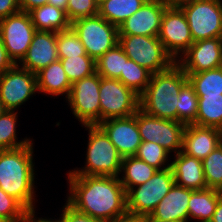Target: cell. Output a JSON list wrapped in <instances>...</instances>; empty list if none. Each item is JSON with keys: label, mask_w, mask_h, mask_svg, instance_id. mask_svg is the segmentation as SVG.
I'll return each mask as SVG.
<instances>
[{"label": "cell", "mask_w": 222, "mask_h": 222, "mask_svg": "<svg viewBox=\"0 0 222 222\" xmlns=\"http://www.w3.org/2000/svg\"><path fill=\"white\" fill-rule=\"evenodd\" d=\"M36 78L39 93L53 96L64 94L68 98L72 83L68 79L60 59L41 69L36 73Z\"/></svg>", "instance_id": "7402d4cb"}, {"label": "cell", "mask_w": 222, "mask_h": 222, "mask_svg": "<svg viewBox=\"0 0 222 222\" xmlns=\"http://www.w3.org/2000/svg\"><path fill=\"white\" fill-rule=\"evenodd\" d=\"M187 82L186 73L176 63L166 71L152 74L140 96V109L150 116L177 121L178 96Z\"/></svg>", "instance_id": "3957f363"}, {"label": "cell", "mask_w": 222, "mask_h": 222, "mask_svg": "<svg viewBox=\"0 0 222 222\" xmlns=\"http://www.w3.org/2000/svg\"><path fill=\"white\" fill-rule=\"evenodd\" d=\"M56 60H59L56 33L36 30L25 57L18 65L22 63V68L36 74Z\"/></svg>", "instance_id": "ac0fdd59"}, {"label": "cell", "mask_w": 222, "mask_h": 222, "mask_svg": "<svg viewBox=\"0 0 222 222\" xmlns=\"http://www.w3.org/2000/svg\"><path fill=\"white\" fill-rule=\"evenodd\" d=\"M14 65V62L8 56L0 37V74H3L5 71L11 69Z\"/></svg>", "instance_id": "60d3db41"}, {"label": "cell", "mask_w": 222, "mask_h": 222, "mask_svg": "<svg viewBox=\"0 0 222 222\" xmlns=\"http://www.w3.org/2000/svg\"><path fill=\"white\" fill-rule=\"evenodd\" d=\"M210 222H222V193L220 194V198Z\"/></svg>", "instance_id": "ee69618b"}, {"label": "cell", "mask_w": 222, "mask_h": 222, "mask_svg": "<svg viewBox=\"0 0 222 222\" xmlns=\"http://www.w3.org/2000/svg\"><path fill=\"white\" fill-rule=\"evenodd\" d=\"M71 28L95 61L119 43L118 27L99 14L75 20Z\"/></svg>", "instance_id": "8992f818"}, {"label": "cell", "mask_w": 222, "mask_h": 222, "mask_svg": "<svg viewBox=\"0 0 222 222\" xmlns=\"http://www.w3.org/2000/svg\"><path fill=\"white\" fill-rule=\"evenodd\" d=\"M89 131L86 165L68 175H99L119 177L122 157L99 125H84Z\"/></svg>", "instance_id": "277c9868"}, {"label": "cell", "mask_w": 222, "mask_h": 222, "mask_svg": "<svg viewBox=\"0 0 222 222\" xmlns=\"http://www.w3.org/2000/svg\"><path fill=\"white\" fill-rule=\"evenodd\" d=\"M190 196V189L174 184L149 216L164 221L188 222Z\"/></svg>", "instance_id": "ffe728a7"}, {"label": "cell", "mask_w": 222, "mask_h": 222, "mask_svg": "<svg viewBox=\"0 0 222 222\" xmlns=\"http://www.w3.org/2000/svg\"><path fill=\"white\" fill-rule=\"evenodd\" d=\"M169 154L170 153L159 144L142 141L135 156L158 170H164L171 167V164H165L168 161Z\"/></svg>", "instance_id": "d590c367"}, {"label": "cell", "mask_w": 222, "mask_h": 222, "mask_svg": "<svg viewBox=\"0 0 222 222\" xmlns=\"http://www.w3.org/2000/svg\"><path fill=\"white\" fill-rule=\"evenodd\" d=\"M137 126L142 141L154 142L169 153L182 151L183 134L186 125L180 121L162 119L137 111Z\"/></svg>", "instance_id": "30bf717a"}, {"label": "cell", "mask_w": 222, "mask_h": 222, "mask_svg": "<svg viewBox=\"0 0 222 222\" xmlns=\"http://www.w3.org/2000/svg\"><path fill=\"white\" fill-rule=\"evenodd\" d=\"M110 222H144V217L127 214Z\"/></svg>", "instance_id": "f6af8a7d"}, {"label": "cell", "mask_w": 222, "mask_h": 222, "mask_svg": "<svg viewBox=\"0 0 222 222\" xmlns=\"http://www.w3.org/2000/svg\"><path fill=\"white\" fill-rule=\"evenodd\" d=\"M37 91L36 74L18 64L0 74V99L6 110H17Z\"/></svg>", "instance_id": "5bb4252c"}, {"label": "cell", "mask_w": 222, "mask_h": 222, "mask_svg": "<svg viewBox=\"0 0 222 222\" xmlns=\"http://www.w3.org/2000/svg\"><path fill=\"white\" fill-rule=\"evenodd\" d=\"M153 166L148 165L145 161L137 158L135 155L122 158L121 173L124 176L120 179V183L126 192L133 187L144 184L156 172Z\"/></svg>", "instance_id": "d4e9b609"}, {"label": "cell", "mask_w": 222, "mask_h": 222, "mask_svg": "<svg viewBox=\"0 0 222 222\" xmlns=\"http://www.w3.org/2000/svg\"><path fill=\"white\" fill-rule=\"evenodd\" d=\"M99 89L100 75L97 72L72 83L67 101L83 126L100 123Z\"/></svg>", "instance_id": "8fae6325"}, {"label": "cell", "mask_w": 222, "mask_h": 222, "mask_svg": "<svg viewBox=\"0 0 222 222\" xmlns=\"http://www.w3.org/2000/svg\"><path fill=\"white\" fill-rule=\"evenodd\" d=\"M207 188L222 191V143L202 160Z\"/></svg>", "instance_id": "d6a6232c"}, {"label": "cell", "mask_w": 222, "mask_h": 222, "mask_svg": "<svg viewBox=\"0 0 222 222\" xmlns=\"http://www.w3.org/2000/svg\"><path fill=\"white\" fill-rule=\"evenodd\" d=\"M63 69L71 83L96 72L95 60L88 55L60 59Z\"/></svg>", "instance_id": "836d02e7"}, {"label": "cell", "mask_w": 222, "mask_h": 222, "mask_svg": "<svg viewBox=\"0 0 222 222\" xmlns=\"http://www.w3.org/2000/svg\"><path fill=\"white\" fill-rule=\"evenodd\" d=\"M68 0H48V4H51L57 8L66 11Z\"/></svg>", "instance_id": "bcb514c9"}, {"label": "cell", "mask_w": 222, "mask_h": 222, "mask_svg": "<svg viewBox=\"0 0 222 222\" xmlns=\"http://www.w3.org/2000/svg\"><path fill=\"white\" fill-rule=\"evenodd\" d=\"M128 59L123 48L117 44L95 61L96 72L104 78L118 79L121 73H124Z\"/></svg>", "instance_id": "83f0119b"}, {"label": "cell", "mask_w": 222, "mask_h": 222, "mask_svg": "<svg viewBox=\"0 0 222 222\" xmlns=\"http://www.w3.org/2000/svg\"><path fill=\"white\" fill-rule=\"evenodd\" d=\"M33 143L0 150V188L27 210H35Z\"/></svg>", "instance_id": "7a4b0ae2"}, {"label": "cell", "mask_w": 222, "mask_h": 222, "mask_svg": "<svg viewBox=\"0 0 222 222\" xmlns=\"http://www.w3.org/2000/svg\"><path fill=\"white\" fill-rule=\"evenodd\" d=\"M151 75L148 70L128 59L125 63L124 73H121L118 80L141 96L149 84Z\"/></svg>", "instance_id": "4dcf8cb0"}, {"label": "cell", "mask_w": 222, "mask_h": 222, "mask_svg": "<svg viewBox=\"0 0 222 222\" xmlns=\"http://www.w3.org/2000/svg\"><path fill=\"white\" fill-rule=\"evenodd\" d=\"M147 0H107L98 6V14L119 27L127 18L139 10Z\"/></svg>", "instance_id": "484cf974"}, {"label": "cell", "mask_w": 222, "mask_h": 222, "mask_svg": "<svg viewBox=\"0 0 222 222\" xmlns=\"http://www.w3.org/2000/svg\"><path fill=\"white\" fill-rule=\"evenodd\" d=\"M18 112L6 110L0 115V150L16 149L32 142L30 139L16 141V122Z\"/></svg>", "instance_id": "f546056e"}, {"label": "cell", "mask_w": 222, "mask_h": 222, "mask_svg": "<svg viewBox=\"0 0 222 222\" xmlns=\"http://www.w3.org/2000/svg\"><path fill=\"white\" fill-rule=\"evenodd\" d=\"M35 32L30 15L25 11H18L0 20L1 41L14 64L20 63L25 57Z\"/></svg>", "instance_id": "7c38bea8"}, {"label": "cell", "mask_w": 222, "mask_h": 222, "mask_svg": "<svg viewBox=\"0 0 222 222\" xmlns=\"http://www.w3.org/2000/svg\"><path fill=\"white\" fill-rule=\"evenodd\" d=\"M222 143V130L187 124L183 134L182 152L203 160Z\"/></svg>", "instance_id": "d6986e66"}, {"label": "cell", "mask_w": 222, "mask_h": 222, "mask_svg": "<svg viewBox=\"0 0 222 222\" xmlns=\"http://www.w3.org/2000/svg\"><path fill=\"white\" fill-rule=\"evenodd\" d=\"M63 213L58 222H100L87 214L81 213L70 206L67 202L63 207Z\"/></svg>", "instance_id": "f35d334b"}, {"label": "cell", "mask_w": 222, "mask_h": 222, "mask_svg": "<svg viewBox=\"0 0 222 222\" xmlns=\"http://www.w3.org/2000/svg\"><path fill=\"white\" fill-rule=\"evenodd\" d=\"M193 42L222 37V1L195 0L180 6Z\"/></svg>", "instance_id": "ba28073f"}, {"label": "cell", "mask_w": 222, "mask_h": 222, "mask_svg": "<svg viewBox=\"0 0 222 222\" xmlns=\"http://www.w3.org/2000/svg\"><path fill=\"white\" fill-rule=\"evenodd\" d=\"M167 6L180 7L183 4L195 1V0H163Z\"/></svg>", "instance_id": "7dc6e473"}, {"label": "cell", "mask_w": 222, "mask_h": 222, "mask_svg": "<svg viewBox=\"0 0 222 222\" xmlns=\"http://www.w3.org/2000/svg\"><path fill=\"white\" fill-rule=\"evenodd\" d=\"M28 210L0 188V218L5 222H20Z\"/></svg>", "instance_id": "8d00e7d4"}, {"label": "cell", "mask_w": 222, "mask_h": 222, "mask_svg": "<svg viewBox=\"0 0 222 222\" xmlns=\"http://www.w3.org/2000/svg\"><path fill=\"white\" fill-rule=\"evenodd\" d=\"M198 115V96L189 81L181 88L178 96L177 121L193 124Z\"/></svg>", "instance_id": "1f68e13d"}, {"label": "cell", "mask_w": 222, "mask_h": 222, "mask_svg": "<svg viewBox=\"0 0 222 222\" xmlns=\"http://www.w3.org/2000/svg\"><path fill=\"white\" fill-rule=\"evenodd\" d=\"M66 14L70 22L98 14L96 0H68Z\"/></svg>", "instance_id": "74e56055"}, {"label": "cell", "mask_w": 222, "mask_h": 222, "mask_svg": "<svg viewBox=\"0 0 222 222\" xmlns=\"http://www.w3.org/2000/svg\"><path fill=\"white\" fill-rule=\"evenodd\" d=\"M20 11L19 0H0V20Z\"/></svg>", "instance_id": "ab89813d"}, {"label": "cell", "mask_w": 222, "mask_h": 222, "mask_svg": "<svg viewBox=\"0 0 222 222\" xmlns=\"http://www.w3.org/2000/svg\"><path fill=\"white\" fill-rule=\"evenodd\" d=\"M37 31L61 32L71 28L66 11L51 4H45L28 12Z\"/></svg>", "instance_id": "603a6c76"}, {"label": "cell", "mask_w": 222, "mask_h": 222, "mask_svg": "<svg viewBox=\"0 0 222 222\" xmlns=\"http://www.w3.org/2000/svg\"><path fill=\"white\" fill-rule=\"evenodd\" d=\"M118 44L130 60L151 74L166 71L176 63L158 36L119 35Z\"/></svg>", "instance_id": "5b68a950"}, {"label": "cell", "mask_w": 222, "mask_h": 222, "mask_svg": "<svg viewBox=\"0 0 222 222\" xmlns=\"http://www.w3.org/2000/svg\"><path fill=\"white\" fill-rule=\"evenodd\" d=\"M34 214H35V210H28L20 222H53V220L43 219V218H39L37 220Z\"/></svg>", "instance_id": "7bdbcfd3"}, {"label": "cell", "mask_w": 222, "mask_h": 222, "mask_svg": "<svg viewBox=\"0 0 222 222\" xmlns=\"http://www.w3.org/2000/svg\"><path fill=\"white\" fill-rule=\"evenodd\" d=\"M197 96L198 115L193 124L222 130V94Z\"/></svg>", "instance_id": "4316f807"}, {"label": "cell", "mask_w": 222, "mask_h": 222, "mask_svg": "<svg viewBox=\"0 0 222 222\" xmlns=\"http://www.w3.org/2000/svg\"><path fill=\"white\" fill-rule=\"evenodd\" d=\"M6 111L1 99H0V115H2Z\"/></svg>", "instance_id": "681fc988"}, {"label": "cell", "mask_w": 222, "mask_h": 222, "mask_svg": "<svg viewBox=\"0 0 222 222\" xmlns=\"http://www.w3.org/2000/svg\"><path fill=\"white\" fill-rule=\"evenodd\" d=\"M108 135L122 158L134 156L142 139L137 126V112L124 118L107 119L98 124Z\"/></svg>", "instance_id": "2e32d148"}, {"label": "cell", "mask_w": 222, "mask_h": 222, "mask_svg": "<svg viewBox=\"0 0 222 222\" xmlns=\"http://www.w3.org/2000/svg\"><path fill=\"white\" fill-rule=\"evenodd\" d=\"M221 193L222 191L213 188L191 190L188 202L189 221L191 218L210 222Z\"/></svg>", "instance_id": "cb8c5ba5"}, {"label": "cell", "mask_w": 222, "mask_h": 222, "mask_svg": "<svg viewBox=\"0 0 222 222\" xmlns=\"http://www.w3.org/2000/svg\"><path fill=\"white\" fill-rule=\"evenodd\" d=\"M100 122L134 115L140 109V96L120 80L100 76Z\"/></svg>", "instance_id": "9c48e42d"}, {"label": "cell", "mask_w": 222, "mask_h": 222, "mask_svg": "<svg viewBox=\"0 0 222 222\" xmlns=\"http://www.w3.org/2000/svg\"><path fill=\"white\" fill-rule=\"evenodd\" d=\"M176 64L185 73H198L222 67V37L193 42L177 59Z\"/></svg>", "instance_id": "9a60e30c"}, {"label": "cell", "mask_w": 222, "mask_h": 222, "mask_svg": "<svg viewBox=\"0 0 222 222\" xmlns=\"http://www.w3.org/2000/svg\"><path fill=\"white\" fill-rule=\"evenodd\" d=\"M144 222H175V221H164V220H160V219H154L151 218L150 216H145L144 217Z\"/></svg>", "instance_id": "c3c4849f"}, {"label": "cell", "mask_w": 222, "mask_h": 222, "mask_svg": "<svg viewBox=\"0 0 222 222\" xmlns=\"http://www.w3.org/2000/svg\"><path fill=\"white\" fill-rule=\"evenodd\" d=\"M166 3L163 0H147L119 27V35L158 36Z\"/></svg>", "instance_id": "e0dca14e"}, {"label": "cell", "mask_w": 222, "mask_h": 222, "mask_svg": "<svg viewBox=\"0 0 222 222\" xmlns=\"http://www.w3.org/2000/svg\"><path fill=\"white\" fill-rule=\"evenodd\" d=\"M67 203L100 222H110L128 214L126 190L119 177L68 175Z\"/></svg>", "instance_id": "6da1fadb"}, {"label": "cell", "mask_w": 222, "mask_h": 222, "mask_svg": "<svg viewBox=\"0 0 222 222\" xmlns=\"http://www.w3.org/2000/svg\"><path fill=\"white\" fill-rule=\"evenodd\" d=\"M186 75L197 95L222 94V67Z\"/></svg>", "instance_id": "f1b7e54d"}, {"label": "cell", "mask_w": 222, "mask_h": 222, "mask_svg": "<svg viewBox=\"0 0 222 222\" xmlns=\"http://www.w3.org/2000/svg\"><path fill=\"white\" fill-rule=\"evenodd\" d=\"M158 38L175 61L191 46L193 39L190 28L180 7L165 8Z\"/></svg>", "instance_id": "4fadbf2b"}, {"label": "cell", "mask_w": 222, "mask_h": 222, "mask_svg": "<svg viewBox=\"0 0 222 222\" xmlns=\"http://www.w3.org/2000/svg\"><path fill=\"white\" fill-rule=\"evenodd\" d=\"M96 1H97L98 6H99L102 2L107 1V0H96Z\"/></svg>", "instance_id": "f907efd6"}, {"label": "cell", "mask_w": 222, "mask_h": 222, "mask_svg": "<svg viewBox=\"0 0 222 222\" xmlns=\"http://www.w3.org/2000/svg\"><path fill=\"white\" fill-rule=\"evenodd\" d=\"M171 168L173 170L175 184L190 190H202L207 188L202 160L183 153L175 154Z\"/></svg>", "instance_id": "44dd1931"}, {"label": "cell", "mask_w": 222, "mask_h": 222, "mask_svg": "<svg viewBox=\"0 0 222 222\" xmlns=\"http://www.w3.org/2000/svg\"><path fill=\"white\" fill-rule=\"evenodd\" d=\"M175 184L172 168L158 170L142 185L126 192L128 214L145 217L151 215L157 204Z\"/></svg>", "instance_id": "52a82bcc"}, {"label": "cell", "mask_w": 222, "mask_h": 222, "mask_svg": "<svg viewBox=\"0 0 222 222\" xmlns=\"http://www.w3.org/2000/svg\"><path fill=\"white\" fill-rule=\"evenodd\" d=\"M56 45L59 59L87 55L83 44L72 28L56 33Z\"/></svg>", "instance_id": "e575fe53"}, {"label": "cell", "mask_w": 222, "mask_h": 222, "mask_svg": "<svg viewBox=\"0 0 222 222\" xmlns=\"http://www.w3.org/2000/svg\"><path fill=\"white\" fill-rule=\"evenodd\" d=\"M48 3V0H19L20 11L29 12L34 8Z\"/></svg>", "instance_id": "b9f144b4"}]
</instances>
